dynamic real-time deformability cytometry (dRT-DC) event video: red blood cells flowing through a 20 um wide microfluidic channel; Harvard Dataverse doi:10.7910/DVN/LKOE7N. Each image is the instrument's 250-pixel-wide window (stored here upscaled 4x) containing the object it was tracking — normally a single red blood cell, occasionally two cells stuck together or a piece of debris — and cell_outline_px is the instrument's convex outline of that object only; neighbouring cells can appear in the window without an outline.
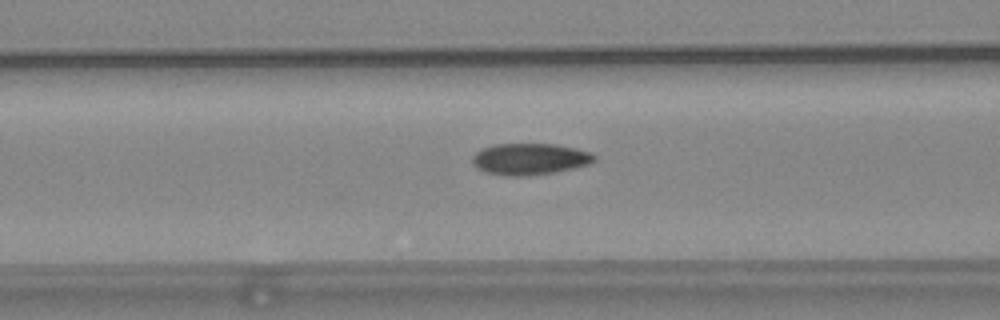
{"species": "common noctule bat (a hibernating species)", "species_latin": "Nyctalus noctula", "temperature_condition": "warm", "stored_images_in_passage": 38, "camera_frame_rate_fps": 3000, "um_per_image_px": 0.085, "animal": {"sex": "female", "body_mass_g": 24.6, "forearm_length_mm": 56.2}, "frame": {"image": 1, "passage_image": 9, "time_ms": 2.667, "image_size_px": [1000, 320], "cell_outline_px": [[596, 160], [588, 164], [576, 168], [528, 176], [504, 176], [484, 172], [476, 168], [472, 164], [472, 156], [480, 148], [496, 144], [556, 144], [576, 148], [592, 152], [596, 156]], "centroid_in_image_um": [45.01, 13.52], "position_along_channel_um": 121.6, "area_um2": 22.72}}
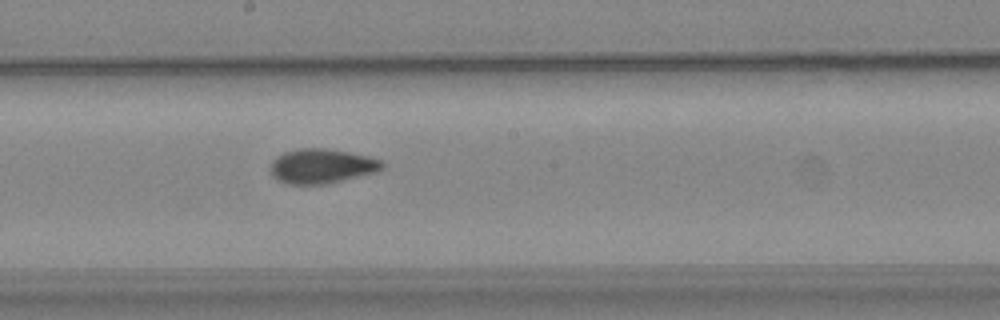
{"frame": {"image": 2, "passage_image": 17, "time_ms": 5.333, "image_size_px": [1000, 320], "cell_outline_px": [[384, 168], [376, 172], [324, 184], [288, 184], [276, 180], [272, 176], [272, 160], [276, 156], [284, 152], [300, 148], [324, 148], [348, 152], [368, 156], [380, 160], [384, 164]], "centroid_in_image_um": [27.33, 14.11], "position_along_channel_um": 220.9, "area_um2": 22.37}}
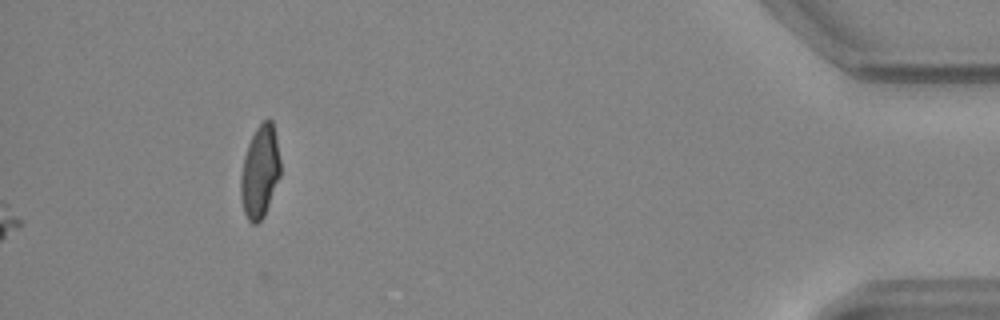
{"frame": {"image": 3, "passage_image": 38, "time_ms": 12.333, "image_size_px": [1000, 320], "cell_outline_px": [[280, 176], [264, 216], [256, 224], [252, 224], [248, 220], [244, 212], [240, 196], [240, 176], [244, 156], [248, 144], [256, 128], [268, 116], [272, 120], [276, 136], [280, 160]], "centroid_in_image_um": [22.09, 14.59], "position_along_channel_um": 413.1, "area_um2": 21.44}, "authors_computed_cell_mechanics": {"area_um2": 22.1663, "velocity_mm_per_s": 3.7237, "shape_relaxation_time_tau1_ms": null, "shape_relaxation_time_tau2_ms": 1.8427, "deformation_change_tau1": null, "deformation_change_tau2": 0.064}}